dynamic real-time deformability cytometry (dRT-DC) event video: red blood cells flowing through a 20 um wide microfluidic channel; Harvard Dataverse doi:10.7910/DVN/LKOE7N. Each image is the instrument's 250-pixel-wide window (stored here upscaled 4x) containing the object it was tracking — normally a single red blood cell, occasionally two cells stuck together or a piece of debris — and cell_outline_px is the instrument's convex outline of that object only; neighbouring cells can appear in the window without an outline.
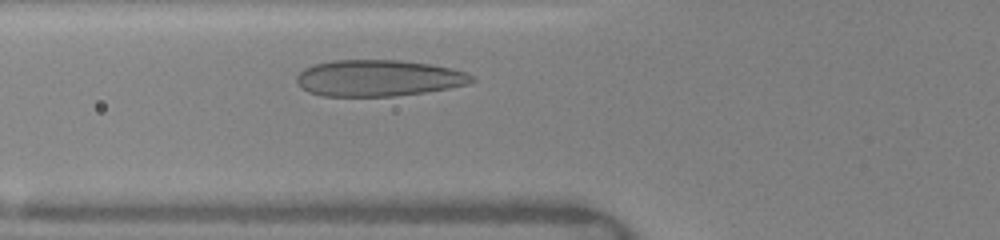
{"species": "human", "species_latin": "Homo sapiens", "temperature_condition": "warm", "stored_images_in_passage": 8, "camera_frame_rate_fps": 3000, "um_per_image_px": 0.085, "donor": {"sex": "female"}, "frame": {"image": 1, "passage_image": 8, "time_ms": 2.0, "image_size_px": [1000, 240], "cell_outline_px": [[476, 80], [468, 84], [448, 88], [424, 92], [392, 96], [320, 96], [308, 92], [296, 80], [296, 76], [304, 68], [316, 64], [332, 60], [400, 60], [432, 64], [452, 68], [468, 72]], "centroid_in_image_um": [32.19, 6.63], "position_along_channel_um": 93.6, "area_um2": 37.17}}